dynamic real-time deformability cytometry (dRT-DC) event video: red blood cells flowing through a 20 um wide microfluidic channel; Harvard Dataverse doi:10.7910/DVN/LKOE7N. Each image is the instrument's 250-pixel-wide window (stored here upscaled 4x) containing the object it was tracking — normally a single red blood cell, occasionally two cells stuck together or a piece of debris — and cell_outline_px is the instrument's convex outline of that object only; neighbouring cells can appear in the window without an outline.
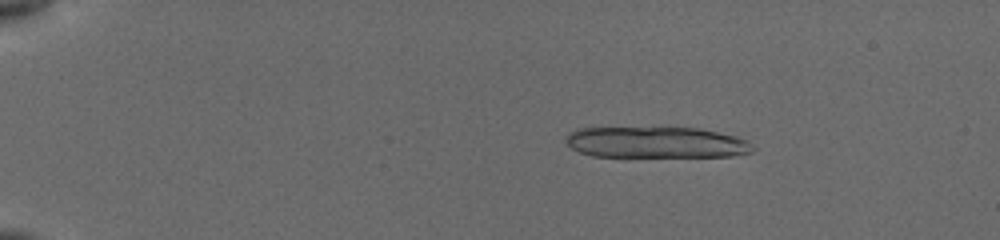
{"species": "common noctule bat (a hibernating species)", "species_latin": "Nyctalus noctula", "temperature_condition": "cold", "stored_images_in_passage": 14, "camera_frame_rate_fps": 3000, "um_per_image_px": 0.085, "animal": {"sex": "female", "body_mass_g": 19.5, "forearm_length_mm": 54.1}, "frame": {"image": 1, "passage_image": 8, "time_ms": 3.0, "image_size_px": [1000, 240], "cell_outline_px": [[756, 148], [752, 152], [732, 156], [592, 156], [580, 152], [572, 148], [564, 140], [568, 132], [576, 128], [700, 128], [736, 136], [744, 140]], "centroid_in_image_um": [55.75, 12.1], "position_along_channel_um": 29.3, "area_um2": 33.81}}